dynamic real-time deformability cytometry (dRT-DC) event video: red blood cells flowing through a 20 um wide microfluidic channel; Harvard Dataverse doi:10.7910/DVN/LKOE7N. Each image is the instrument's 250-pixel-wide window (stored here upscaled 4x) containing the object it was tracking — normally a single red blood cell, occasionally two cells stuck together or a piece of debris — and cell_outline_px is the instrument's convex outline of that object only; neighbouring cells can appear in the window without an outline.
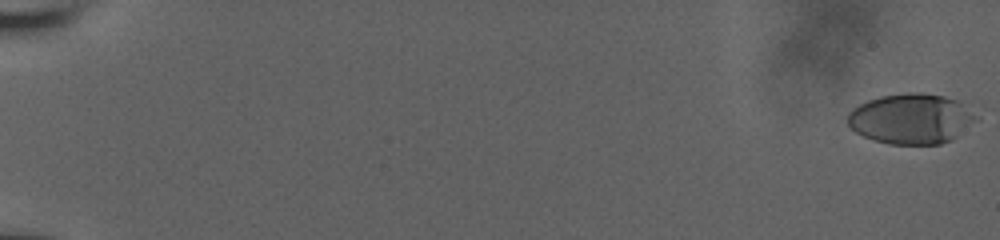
{"species": "human", "species_latin": "Homo sapiens", "temperature_condition": "room temperature", "stored_images_in_passage": 60, "segment_of_instrument_passage": [1, 2], "camera_frame_rate_fps": 3000, "um_per_image_px": 0.085, "donor": {"sex": "male"}, "frame": {"image": 1, "passage_image": 1, "time_ms": 0.0, "image_size_px": [1000, 240], "cell_outline_px": [[960, 104], [956, 136], [952, 140], [940, 144], [888, 144], [872, 140], [856, 132], [848, 124], [848, 112], [852, 108], [868, 100], [880, 96], [908, 92], [920, 92], [944, 96], [956, 100]], "centroid_in_image_um": [77.08, 10.09], "position_along_channel_um": 7.9, "area_um2": 34.97}}
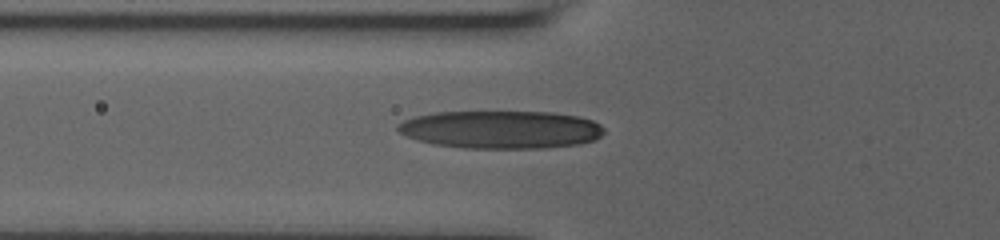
{"frame": {"image": 2, "passage_image": 25, "time_ms": 8.0, "image_size_px": [1000, 240], "cell_outline_px": [[604, 132], [600, 136], [592, 140], [580, 144], [544, 148], [464, 148], [436, 144], [420, 140], [408, 136], [400, 132], [396, 128], [404, 120], [416, 116], [436, 112], [552, 112], [580, 116], [592, 120], [600, 124], [604, 128]], "centroid_in_image_um": [42.63, 11.01], "position_along_channel_um": 83.2, "area_um2": 45.37}}
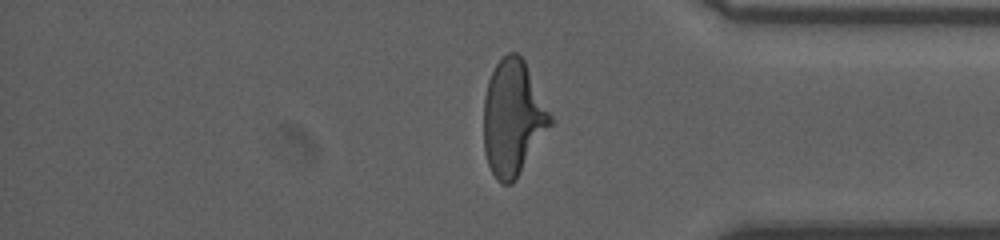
{"frame": {"image": 3, "passage_image": 50, "time_ms": 16.333, "image_size_px": [1000, 240], "cell_outline_px": [[556, 120], [512, 184], [504, 184], [496, 180], [488, 164], [484, 152], [484, 96], [488, 80], [496, 64], [508, 52], [516, 52], [524, 60]], "centroid_in_image_um": [43.63, 10.02], "position_along_channel_um": 391.6, "area_um2": 45.2}}